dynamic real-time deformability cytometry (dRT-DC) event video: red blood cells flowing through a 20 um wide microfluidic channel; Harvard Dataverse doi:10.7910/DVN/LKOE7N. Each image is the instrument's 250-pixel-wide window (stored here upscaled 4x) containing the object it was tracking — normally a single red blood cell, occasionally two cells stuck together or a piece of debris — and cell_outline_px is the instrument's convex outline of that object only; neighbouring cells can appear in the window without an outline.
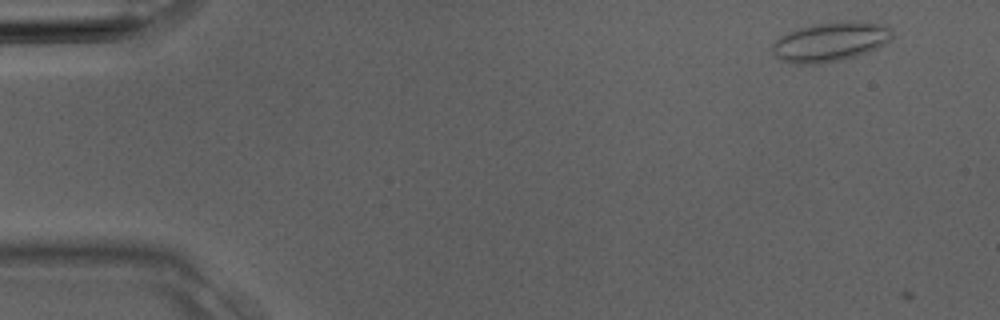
{"species": "Egyptian fruit bat (a non-hibernating species)", "species_latin": "Rousettus aegyptiacus", "temperature_condition": "room temperature", "stored_images_in_passage": 6, "camera_frame_rate_fps": 3000, "um_per_image_px": 0.085, "animal": {"sex": "male"}, "frame": {"image": 1, "passage_image": 1, "time_ms": 0.0, "image_size_px": [1000, 320], "cell_outline_px": [[892, 40], [868, 52], [856, 56], [820, 64], [796, 64], [780, 60], [772, 52], [772, 44], [780, 36], [788, 32], [812, 24], [844, 20], [860, 20], [888, 24], [892, 28]], "centroid_in_image_um": [70.63, 3.52], "position_along_channel_um": 14.4, "area_um2": 28.03}}